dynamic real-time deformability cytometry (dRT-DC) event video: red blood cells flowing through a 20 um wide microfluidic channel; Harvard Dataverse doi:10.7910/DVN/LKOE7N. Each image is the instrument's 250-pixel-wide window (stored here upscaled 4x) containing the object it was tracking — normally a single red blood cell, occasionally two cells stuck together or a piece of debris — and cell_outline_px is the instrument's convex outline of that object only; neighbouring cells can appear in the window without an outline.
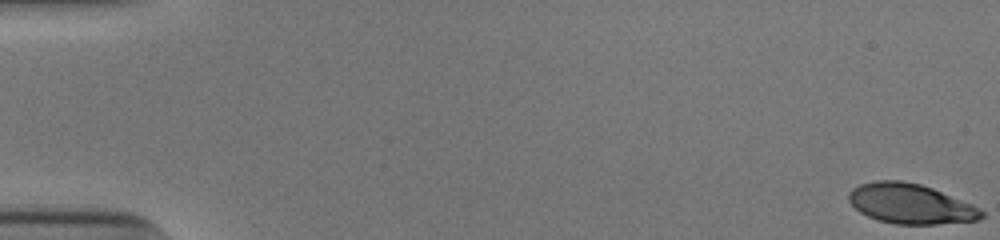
{"species": "human", "species_latin": "Homo sapiens", "temperature_condition": "cold", "stored_images_in_passage": 54, "camera_frame_rate_fps": 3000, "um_per_image_px": 0.085, "donor": {"sex": "male"}, "frame": {"image": 1, "passage_image": 1, "time_ms": 0.0, "image_size_px": [1000, 240], "cell_outline_px": [[984, 216], [980, 220], [936, 224], [896, 224], [880, 220], [868, 216], [860, 212], [848, 200], [848, 192], [852, 188], [860, 184], [876, 180], [900, 180], [920, 184], [932, 188], [972, 204], [980, 208], [984, 212]], "centroid_in_image_um": [77.4, 17.31], "position_along_channel_um": 7.6, "area_um2": 30.87}}
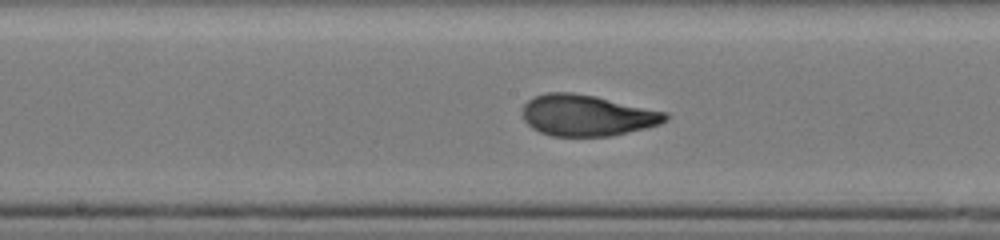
{"frame": {"image": 2, "passage_image": 29, "time_ms": 9.333, "image_size_px": [1000, 240], "cell_outline_px": [[668, 120], [660, 124], [612, 136], [552, 136], [540, 132], [532, 128], [524, 120], [524, 104], [528, 100], [536, 96], [548, 92], [572, 92], [596, 96], [668, 112]], "centroid_in_image_um": [49.92, 9.8], "position_along_channel_um": 198.3, "area_um2": 34.28}}
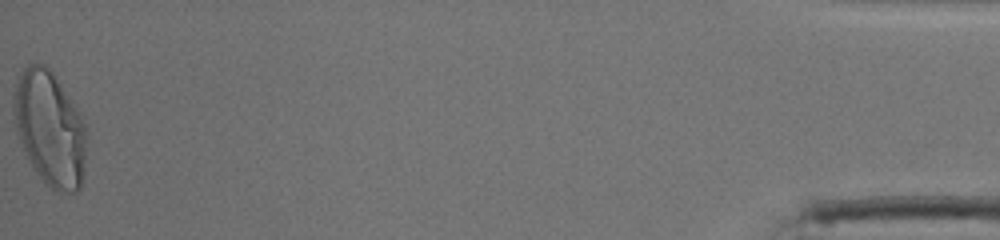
{"frame": {"image": 3, "passage_image": 54, "time_ms": 17.667, "image_size_px": [1000, 240], "cell_outline_px": [[84, 160], [80, 188], [76, 192], [56, 192], [36, 172], [24, 152], [16, 132], [12, 108], [12, 96], [16, 80], [24, 68], [28, 64], [44, 64], [56, 76], [80, 116], [84, 124]], "centroid_in_image_um": [4.17, 10.89], "position_along_channel_um": 431.0, "area_um2": 47.97}, "authors_computed_cell_mechanics": {"area_um2": 33.6685, "velocity_mm_per_s": 3.8917, "shape_relaxation_time_tau1_ms": 4.6135, "shape_relaxation_time_tau2_ms": 0.7565, "deformation_change_tau1": 0.2224, "deformation_change_tau2": 0.0705}}